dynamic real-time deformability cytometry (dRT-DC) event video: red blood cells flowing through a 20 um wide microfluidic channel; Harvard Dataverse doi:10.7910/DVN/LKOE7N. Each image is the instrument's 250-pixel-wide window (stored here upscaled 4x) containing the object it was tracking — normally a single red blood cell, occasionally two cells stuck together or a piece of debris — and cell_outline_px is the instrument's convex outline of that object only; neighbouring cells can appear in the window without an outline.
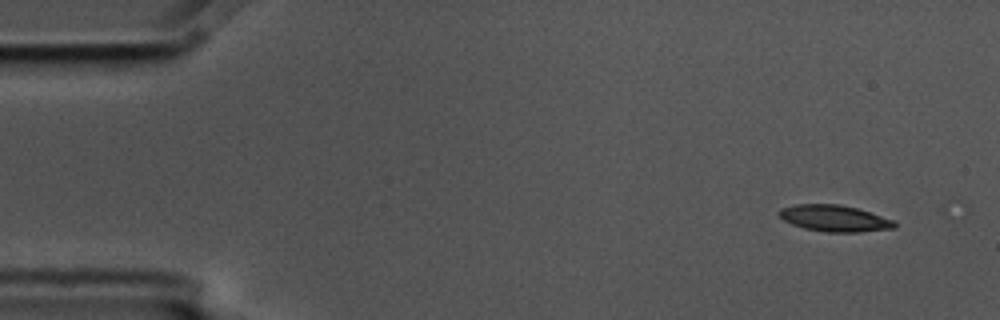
{"species": "common noctule bat (a hibernating species)", "species_latin": "Nyctalus noctula", "temperature_condition": "cold", "stored_images_in_passage": 3, "camera_frame_rate_fps": 3000, "um_per_image_px": 0.085, "animal": {"sex": "male", "body_mass_g": 17.5, "forearm_length_mm": 52.3}, "frame": {"image": 1, "passage_image": 1, "time_ms": 0.0, "image_size_px": [1000, 320], "cell_outline_px": [[896, 228], [860, 232], [828, 232], [804, 228], [792, 224], [784, 220], [776, 212], [780, 208], [796, 204], [840, 204], [856, 208], [896, 220]], "centroid_in_image_um": [70.94, 18.55], "position_along_channel_um": 14.1, "area_um2": 17.86}}